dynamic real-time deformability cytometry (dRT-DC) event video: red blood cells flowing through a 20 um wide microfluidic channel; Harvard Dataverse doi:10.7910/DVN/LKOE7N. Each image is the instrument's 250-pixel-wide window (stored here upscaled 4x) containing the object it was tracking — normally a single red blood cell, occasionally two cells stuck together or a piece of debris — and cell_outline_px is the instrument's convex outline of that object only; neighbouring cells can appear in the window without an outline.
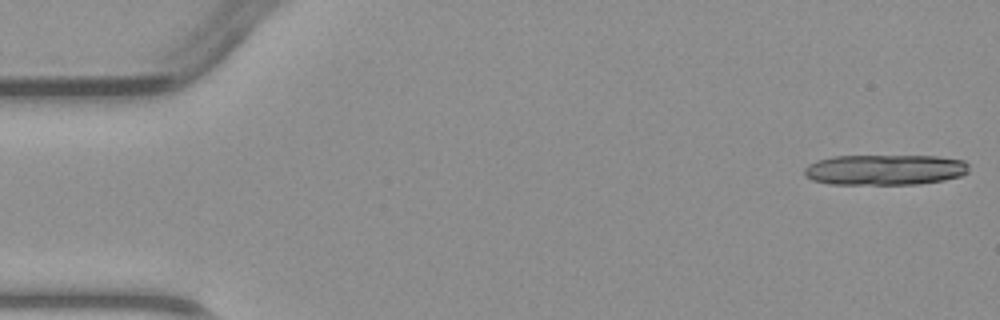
{"species": "common noctule bat (a hibernating species)", "species_latin": "Nyctalus noctula", "temperature_condition": "warm", "stored_images_in_passage": 4, "camera_frame_rate_fps": 3000, "um_per_image_px": 0.085, "animal": {"sex": "male", "body_mass_g": 23.1, "forearm_length_mm": 52.7}, "frame": {"image": 1, "passage_image": 1, "time_ms": 0.0, "image_size_px": [1000, 320], "cell_outline_px": [[968, 172], [960, 176], [944, 180], [920, 184], [828, 184], [812, 180], [804, 176], [804, 168], [808, 164], [816, 160], [836, 156], [936, 156], [964, 160], [968, 164]], "centroid_in_image_um": [75.19, 14.43], "position_along_channel_um": 9.8, "area_um2": 29.48}}
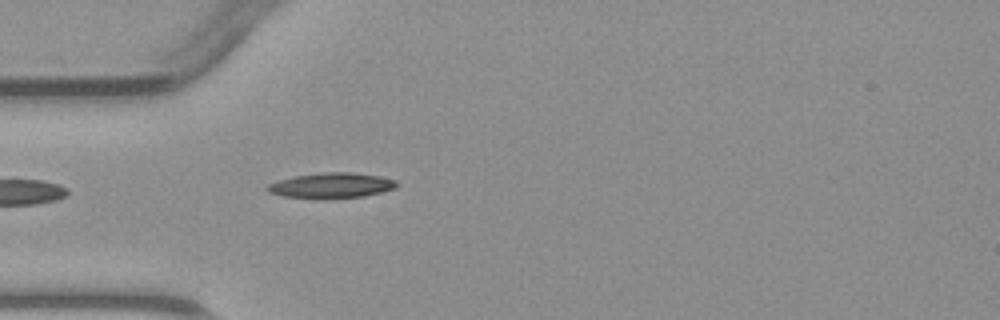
{"frame": {"image": 2, "passage_image": 4, "time_ms": 4.333, "image_size_px": [1000, 320], "cell_outline_px": [[400, 184], [396, 188], [364, 196], [280, 196], [268, 192], [264, 188], [268, 184], [280, 180], [296, 176], [324, 172], [352, 172], [380, 176], [396, 180]], "centroid_in_image_um": [28.21, 15.72], "position_along_channel_um": 56.8, "area_um2": 18.26}}